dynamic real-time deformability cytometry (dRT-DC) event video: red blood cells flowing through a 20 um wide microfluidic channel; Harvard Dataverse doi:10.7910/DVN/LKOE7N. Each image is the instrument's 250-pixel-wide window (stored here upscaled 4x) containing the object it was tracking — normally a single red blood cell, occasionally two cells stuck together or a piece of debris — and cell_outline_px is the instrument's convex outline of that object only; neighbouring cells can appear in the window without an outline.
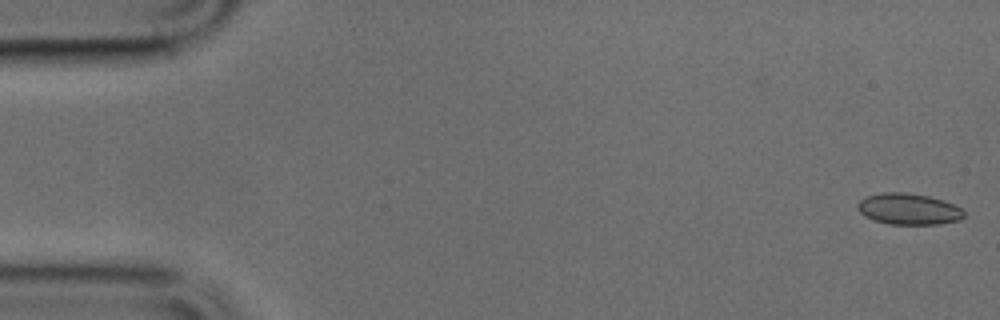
{"species": "common noctule bat (a hibernating species)", "species_latin": "Nyctalus noctula", "temperature_condition": "cold", "stored_images_in_passage": 49, "camera_frame_rate_fps": 3000, "um_per_image_px": 0.085, "animal": {"sex": "male", "body_mass_g": 17.9, "forearm_length_mm": 54.2}, "frame": {"image": 1, "passage_image": 1, "time_ms": 0.0, "image_size_px": [1000, 320], "cell_outline_px": [[964, 216], [960, 220], [940, 224], [888, 224], [872, 220], [864, 216], [860, 212], [856, 204], [860, 200], [868, 196], [884, 192], [904, 192], [928, 196], [944, 200], [964, 208]], "centroid_in_image_um": [77.25, 17.77], "position_along_channel_um": 7.7, "area_um2": 19.54}}
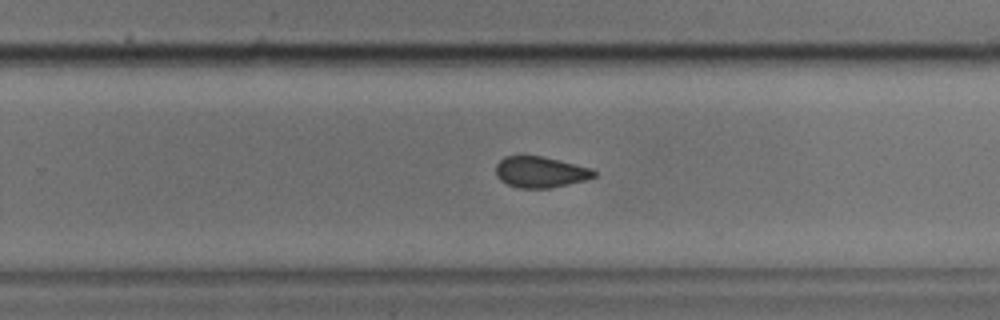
{"frame": {"image": 2, "passage_image": 31, "time_ms": 10.0, "image_size_px": [1000, 320], "cell_outline_px": [[596, 176], [588, 180], [548, 188], [520, 188], [508, 184], [500, 180], [496, 176], [496, 164], [504, 156], [540, 156], [560, 160], [592, 168], [596, 172]], "centroid_in_image_um": [45.95, 14.62], "position_along_channel_um": 283.9, "area_um2": 17.8}}
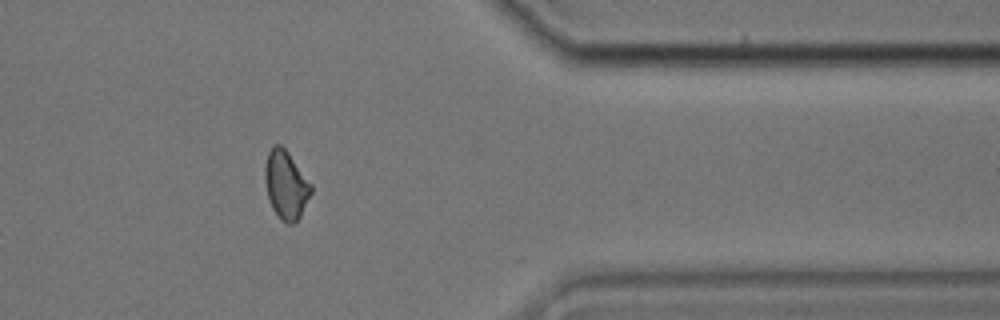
{"frame": {"image": 3, "passage_image": 40, "time_ms": 13.0, "image_size_px": [1000, 320], "cell_outline_px": [[312, 192], [300, 216], [292, 224], [288, 224], [280, 220], [272, 208], [268, 200], [264, 180], [264, 168], [268, 152], [272, 144], [280, 144], [288, 152], [312, 184]], "centroid_in_image_um": [24.28, 15.71], "position_along_channel_um": 387.1, "area_um2": 18.55}}